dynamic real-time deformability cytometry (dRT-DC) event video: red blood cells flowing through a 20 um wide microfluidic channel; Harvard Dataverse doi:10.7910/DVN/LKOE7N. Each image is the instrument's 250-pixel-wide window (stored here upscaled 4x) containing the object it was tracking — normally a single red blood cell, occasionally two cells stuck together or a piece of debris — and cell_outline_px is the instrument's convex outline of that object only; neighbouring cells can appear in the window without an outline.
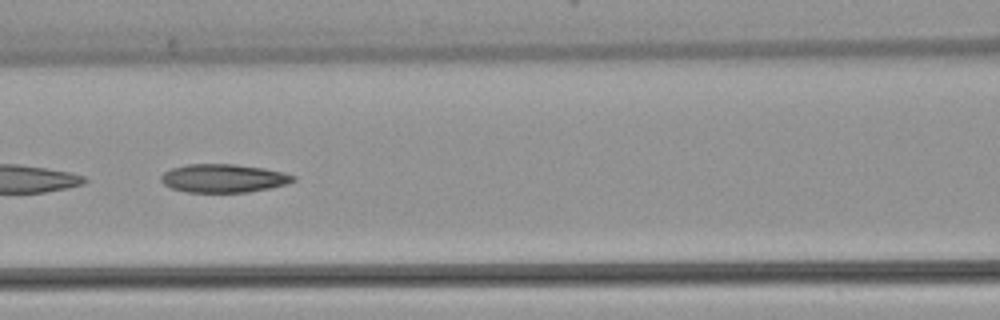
{"species": "common noctule bat (a hibernating species)", "species_latin": "Nyctalus noctula", "temperature_condition": "warm", "stored_images_in_passage": 6, "camera_frame_rate_fps": 3000, "um_per_image_px": 0.085, "animal": {"sex": "female", "body_mass_g": 22.7, "forearm_length_mm": 54.2}, "frame": {"image": 1, "passage_image": 6, "time_ms": 6.667, "image_size_px": [1000, 320], "cell_outline_px": [[296, 180], [288, 184], [248, 192], [188, 192], [172, 188], [164, 184], [160, 180], [160, 176], [164, 172], [172, 168], [188, 164], [236, 164], [264, 168], [284, 172], [296, 176]], "centroid_in_image_um": [19.02, 15.15], "position_along_channel_um": 147.6, "area_um2": 21.91}}